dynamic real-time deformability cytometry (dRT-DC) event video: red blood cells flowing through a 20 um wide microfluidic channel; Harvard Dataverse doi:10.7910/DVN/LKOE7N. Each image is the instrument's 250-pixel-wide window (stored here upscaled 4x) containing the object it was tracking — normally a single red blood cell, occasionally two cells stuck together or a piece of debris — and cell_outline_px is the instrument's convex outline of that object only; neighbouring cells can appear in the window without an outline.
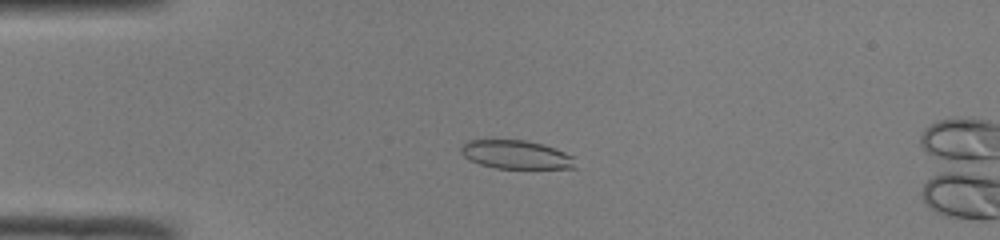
{"species": "common noctule bat (a hibernating species)", "species_latin": "Nyctalus noctula", "temperature_condition": "room temperature", "stored_images_in_passage": 16, "camera_frame_rate_fps": 3000, "um_per_image_px": 0.085, "animal": {"sex": "male", "body_mass_g": 19.0, "forearm_length_mm": 50.8}, "frame": {"image": 1, "passage_image": 12, "time_ms": 3.667, "image_size_px": [1000, 240], "cell_outline_px": [[576, 168], [496, 168], [480, 164], [464, 156], [460, 152], [460, 148], [468, 140], [524, 140], [544, 144], [556, 148], [572, 156]], "centroid_in_image_um": [43.87, 13.13], "position_along_channel_um": 41.1, "area_um2": 18.84}}